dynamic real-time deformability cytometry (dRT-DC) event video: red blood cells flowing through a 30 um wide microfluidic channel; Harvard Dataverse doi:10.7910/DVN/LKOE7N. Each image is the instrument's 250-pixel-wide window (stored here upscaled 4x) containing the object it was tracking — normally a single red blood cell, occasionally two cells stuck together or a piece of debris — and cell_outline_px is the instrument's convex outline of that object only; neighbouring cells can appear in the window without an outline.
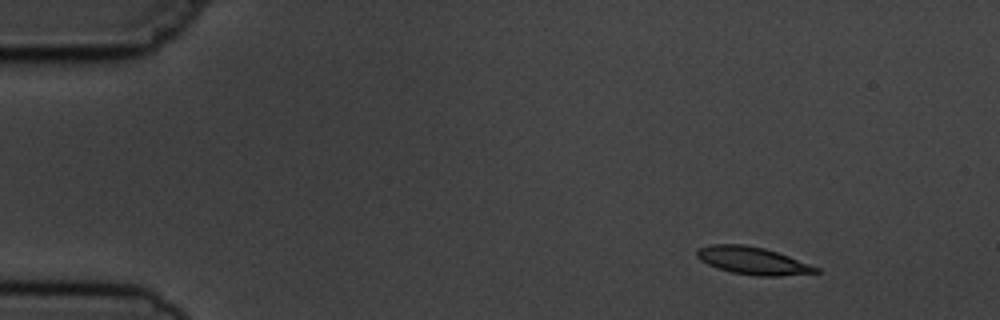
{"species": "common noctule bat (a hibernating species)", "species_latin": "Nyctalus noctula", "temperature_condition": "cold", "stored_images_in_passage": 6, "camera_frame_rate_fps": 3000, "um_per_image_px": 0.085, "animal": {"sex": "male", "body_mass_g": 19.5, "forearm_length_mm": 54.6}, "frame": {"image": 1, "passage_image": 1, "time_ms": 0.0, "image_size_px": [1000, 320], "cell_outline_px": [[820, 272], [780, 276], [756, 276], [732, 272], [716, 268], [700, 260], [696, 256], [696, 248], [712, 244], [744, 244], [764, 248], [788, 256], [820, 268]], "centroid_in_image_um": [63.94, 22.15], "position_along_channel_um": 21.1, "area_um2": 19.07}}
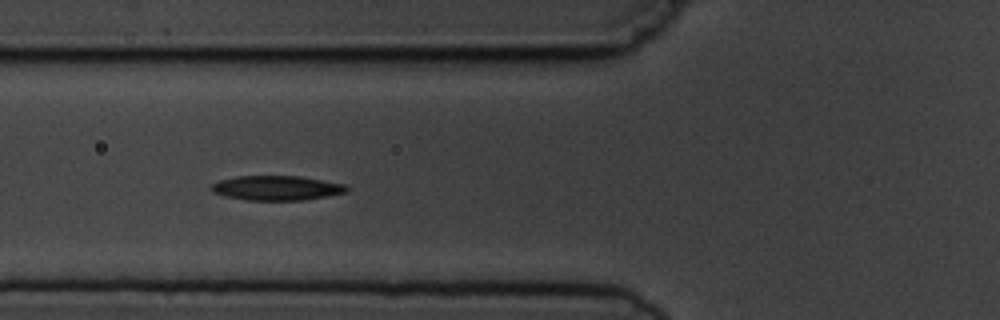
{"frame": {"image": 2, "passage_image": 5, "time_ms": 4.667, "image_size_px": [1000, 320], "cell_outline_px": [[352, 188], [348, 192], [328, 196], [304, 200], [244, 200], [224, 196], [212, 192], [208, 188], [212, 184], [220, 180], [236, 176], [300, 176], [348, 184]], "centroid_in_image_um": [23.56, 15.98], "position_along_channel_um": 102.2, "area_um2": 19.83}}
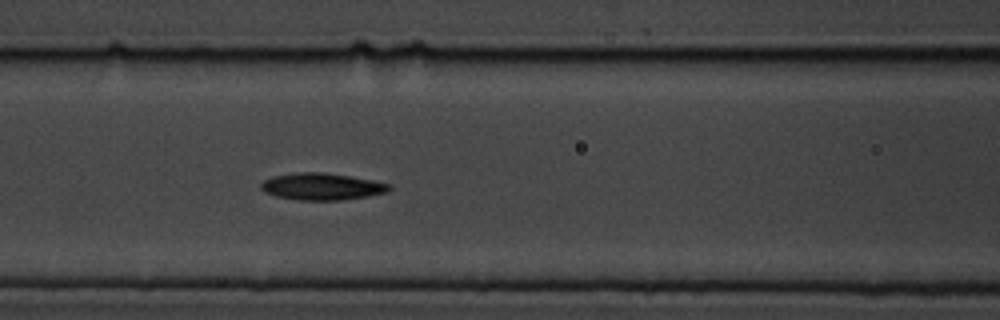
{"frame": {"image": 3, "passage_image": 6, "time_ms": 5.667, "image_size_px": [1000, 320], "cell_outline_px": [[392, 188], [388, 192], [368, 196], [344, 200], [300, 200], [276, 196], [264, 192], [260, 188], [260, 184], [264, 180], [272, 176], [296, 172], [320, 172], [348, 176], [372, 180], [392, 184]], "centroid_in_image_um": [27.36, 15.86], "position_along_channel_um": 139.2, "area_um2": 20.17}}